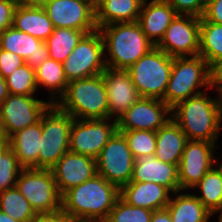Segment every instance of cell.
<instances>
[{
    "instance_id": "6da1fadb",
    "label": "cell",
    "mask_w": 222,
    "mask_h": 222,
    "mask_svg": "<svg viewBox=\"0 0 222 222\" xmlns=\"http://www.w3.org/2000/svg\"><path fill=\"white\" fill-rule=\"evenodd\" d=\"M120 198V188L96 174L62 195L61 211L77 221H105Z\"/></svg>"
},
{
    "instance_id": "7a4b0ae2",
    "label": "cell",
    "mask_w": 222,
    "mask_h": 222,
    "mask_svg": "<svg viewBox=\"0 0 222 222\" xmlns=\"http://www.w3.org/2000/svg\"><path fill=\"white\" fill-rule=\"evenodd\" d=\"M207 92L192 96L171 109V118L188 140L216 143L222 131L218 97Z\"/></svg>"
},
{
    "instance_id": "3957f363",
    "label": "cell",
    "mask_w": 222,
    "mask_h": 222,
    "mask_svg": "<svg viewBox=\"0 0 222 222\" xmlns=\"http://www.w3.org/2000/svg\"><path fill=\"white\" fill-rule=\"evenodd\" d=\"M104 41L106 67L127 70L155 45L138 22L113 23L98 29Z\"/></svg>"
},
{
    "instance_id": "277c9868",
    "label": "cell",
    "mask_w": 222,
    "mask_h": 222,
    "mask_svg": "<svg viewBox=\"0 0 222 222\" xmlns=\"http://www.w3.org/2000/svg\"><path fill=\"white\" fill-rule=\"evenodd\" d=\"M56 105L74 119H107L109 106L102 74L68 82Z\"/></svg>"
},
{
    "instance_id": "5b68a950",
    "label": "cell",
    "mask_w": 222,
    "mask_h": 222,
    "mask_svg": "<svg viewBox=\"0 0 222 222\" xmlns=\"http://www.w3.org/2000/svg\"><path fill=\"white\" fill-rule=\"evenodd\" d=\"M212 89V68L200 55L175 57L162 100L172 109L178 103Z\"/></svg>"
},
{
    "instance_id": "8992f818",
    "label": "cell",
    "mask_w": 222,
    "mask_h": 222,
    "mask_svg": "<svg viewBox=\"0 0 222 222\" xmlns=\"http://www.w3.org/2000/svg\"><path fill=\"white\" fill-rule=\"evenodd\" d=\"M173 58L157 46L127 69L141 97L163 99L172 70Z\"/></svg>"
},
{
    "instance_id": "52a82bcc",
    "label": "cell",
    "mask_w": 222,
    "mask_h": 222,
    "mask_svg": "<svg viewBox=\"0 0 222 222\" xmlns=\"http://www.w3.org/2000/svg\"><path fill=\"white\" fill-rule=\"evenodd\" d=\"M74 118L51 104L42 115V136L38 169H51L69 151L70 129Z\"/></svg>"
},
{
    "instance_id": "ba28073f",
    "label": "cell",
    "mask_w": 222,
    "mask_h": 222,
    "mask_svg": "<svg viewBox=\"0 0 222 222\" xmlns=\"http://www.w3.org/2000/svg\"><path fill=\"white\" fill-rule=\"evenodd\" d=\"M16 188L28 200L36 214L61 211L62 195L51 169H22Z\"/></svg>"
},
{
    "instance_id": "9c48e42d",
    "label": "cell",
    "mask_w": 222,
    "mask_h": 222,
    "mask_svg": "<svg viewBox=\"0 0 222 222\" xmlns=\"http://www.w3.org/2000/svg\"><path fill=\"white\" fill-rule=\"evenodd\" d=\"M62 65L68 82L102 74L106 64L101 32L86 34Z\"/></svg>"
},
{
    "instance_id": "30bf717a",
    "label": "cell",
    "mask_w": 222,
    "mask_h": 222,
    "mask_svg": "<svg viewBox=\"0 0 222 222\" xmlns=\"http://www.w3.org/2000/svg\"><path fill=\"white\" fill-rule=\"evenodd\" d=\"M50 101L34 95L9 94L0 104V129L8 139L14 133L38 123Z\"/></svg>"
},
{
    "instance_id": "8fae6325",
    "label": "cell",
    "mask_w": 222,
    "mask_h": 222,
    "mask_svg": "<svg viewBox=\"0 0 222 222\" xmlns=\"http://www.w3.org/2000/svg\"><path fill=\"white\" fill-rule=\"evenodd\" d=\"M134 161L125 136L116 131L96 158L97 174L121 188L131 180Z\"/></svg>"
},
{
    "instance_id": "7c38bea8",
    "label": "cell",
    "mask_w": 222,
    "mask_h": 222,
    "mask_svg": "<svg viewBox=\"0 0 222 222\" xmlns=\"http://www.w3.org/2000/svg\"><path fill=\"white\" fill-rule=\"evenodd\" d=\"M117 131V120L74 119L70 129L69 150L96 159Z\"/></svg>"
},
{
    "instance_id": "4fadbf2b",
    "label": "cell",
    "mask_w": 222,
    "mask_h": 222,
    "mask_svg": "<svg viewBox=\"0 0 222 222\" xmlns=\"http://www.w3.org/2000/svg\"><path fill=\"white\" fill-rule=\"evenodd\" d=\"M218 143L188 140L178 165L180 190H190L217 164Z\"/></svg>"
},
{
    "instance_id": "5bb4252c",
    "label": "cell",
    "mask_w": 222,
    "mask_h": 222,
    "mask_svg": "<svg viewBox=\"0 0 222 222\" xmlns=\"http://www.w3.org/2000/svg\"><path fill=\"white\" fill-rule=\"evenodd\" d=\"M199 36L200 17L177 15L157 47L172 58L197 56Z\"/></svg>"
},
{
    "instance_id": "9a60e30c",
    "label": "cell",
    "mask_w": 222,
    "mask_h": 222,
    "mask_svg": "<svg viewBox=\"0 0 222 222\" xmlns=\"http://www.w3.org/2000/svg\"><path fill=\"white\" fill-rule=\"evenodd\" d=\"M171 118V108L161 99L140 97L117 119V131H157Z\"/></svg>"
},
{
    "instance_id": "2e32d148",
    "label": "cell",
    "mask_w": 222,
    "mask_h": 222,
    "mask_svg": "<svg viewBox=\"0 0 222 222\" xmlns=\"http://www.w3.org/2000/svg\"><path fill=\"white\" fill-rule=\"evenodd\" d=\"M42 7L54 28L76 29L87 33L98 29L95 9L86 0H50Z\"/></svg>"
},
{
    "instance_id": "e0dca14e",
    "label": "cell",
    "mask_w": 222,
    "mask_h": 222,
    "mask_svg": "<svg viewBox=\"0 0 222 222\" xmlns=\"http://www.w3.org/2000/svg\"><path fill=\"white\" fill-rule=\"evenodd\" d=\"M59 192L82 184L97 174L96 159L70 150L51 168Z\"/></svg>"
},
{
    "instance_id": "ac0fdd59",
    "label": "cell",
    "mask_w": 222,
    "mask_h": 222,
    "mask_svg": "<svg viewBox=\"0 0 222 222\" xmlns=\"http://www.w3.org/2000/svg\"><path fill=\"white\" fill-rule=\"evenodd\" d=\"M102 75L107 90L109 118L117 120L141 96L127 70L106 67Z\"/></svg>"
},
{
    "instance_id": "d6986e66",
    "label": "cell",
    "mask_w": 222,
    "mask_h": 222,
    "mask_svg": "<svg viewBox=\"0 0 222 222\" xmlns=\"http://www.w3.org/2000/svg\"><path fill=\"white\" fill-rule=\"evenodd\" d=\"M0 48L21 56L34 70L49 58L45 42L13 26L0 33Z\"/></svg>"
},
{
    "instance_id": "ffe728a7",
    "label": "cell",
    "mask_w": 222,
    "mask_h": 222,
    "mask_svg": "<svg viewBox=\"0 0 222 222\" xmlns=\"http://www.w3.org/2000/svg\"><path fill=\"white\" fill-rule=\"evenodd\" d=\"M130 182H154L172 193L180 190L178 166L163 162L155 155L143 156L134 161Z\"/></svg>"
},
{
    "instance_id": "44dd1931",
    "label": "cell",
    "mask_w": 222,
    "mask_h": 222,
    "mask_svg": "<svg viewBox=\"0 0 222 222\" xmlns=\"http://www.w3.org/2000/svg\"><path fill=\"white\" fill-rule=\"evenodd\" d=\"M177 12L166 0H144L138 23L146 37L157 46L166 29L177 16Z\"/></svg>"
},
{
    "instance_id": "7402d4cb",
    "label": "cell",
    "mask_w": 222,
    "mask_h": 222,
    "mask_svg": "<svg viewBox=\"0 0 222 222\" xmlns=\"http://www.w3.org/2000/svg\"><path fill=\"white\" fill-rule=\"evenodd\" d=\"M172 194L154 182H129L120 188V198L127 204L152 211L166 208Z\"/></svg>"
},
{
    "instance_id": "603a6c76",
    "label": "cell",
    "mask_w": 222,
    "mask_h": 222,
    "mask_svg": "<svg viewBox=\"0 0 222 222\" xmlns=\"http://www.w3.org/2000/svg\"><path fill=\"white\" fill-rule=\"evenodd\" d=\"M42 136V117L34 125L24 128L8 138V146L23 169H38V152Z\"/></svg>"
},
{
    "instance_id": "cb8c5ba5",
    "label": "cell",
    "mask_w": 222,
    "mask_h": 222,
    "mask_svg": "<svg viewBox=\"0 0 222 222\" xmlns=\"http://www.w3.org/2000/svg\"><path fill=\"white\" fill-rule=\"evenodd\" d=\"M187 141L185 133L170 118L156 131L155 157L163 162L178 166Z\"/></svg>"
},
{
    "instance_id": "d4e9b609",
    "label": "cell",
    "mask_w": 222,
    "mask_h": 222,
    "mask_svg": "<svg viewBox=\"0 0 222 222\" xmlns=\"http://www.w3.org/2000/svg\"><path fill=\"white\" fill-rule=\"evenodd\" d=\"M12 26L45 42L53 33L54 26L42 6H16Z\"/></svg>"
},
{
    "instance_id": "484cf974",
    "label": "cell",
    "mask_w": 222,
    "mask_h": 222,
    "mask_svg": "<svg viewBox=\"0 0 222 222\" xmlns=\"http://www.w3.org/2000/svg\"><path fill=\"white\" fill-rule=\"evenodd\" d=\"M172 195L166 206L172 222H208L214 217L195 194L179 190Z\"/></svg>"
},
{
    "instance_id": "4316f807",
    "label": "cell",
    "mask_w": 222,
    "mask_h": 222,
    "mask_svg": "<svg viewBox=\"0 0 222 222\" xmlns=\"http://www.w3.org/2000/svg\"><path fill=\"white\" fill-rule=\"evenodd\" d=\"M144 0H103L95 10L96 26L137 22Z\"/></svg>"
},
{
    "instance_id": "83f0119b",
    "label": "cell",
    "mask_w": 222,
    "mask_h": 222,
    "mask_svg": "<svg viewBox=\"0 0 222 222\" xmlns=\"http://www.w3.org/2000/svg\"><path fill=\"white\" fill-rule=\"evenodd\" d=\"M35 75L37 88L43 87L49 90V101L51 104H56L64 95L68 86L62 63L48 58L35 69Z\"/></svg>"
},
{
    "instance_id": "f1b7e54d",
    "label": "cell",
    "mask_w": 222,
    "mask_h": 222,
    "mask_svg": "<svg viewBox=\"0 0 222 222\" xmlns=\"http://www.w3.org/2000/svg\"><path fill=\"white\" fill-rule=\"evenodd\" d=\"M199 190L195 196L215 216L222 212V169L217 164L209 170L191 190Z\"/></svg>"
},
{
    "instance_id": "f546056e",
    "label": "cell",
    "mask_w": 222,
    "mask_h": 222,
    "mask_svg": "<svg viewBox=\"0 0 222 222\" xmlns=\"http://www.w3.org/2000/svg\"><path fill=\"white\" fill-rule=\"evenodd\" d=\"M213 69L222 61V25L200 20L199 54Z\"/></svg>"
},
{
    "instance_id": "4dcf8cb0",
    "label": "cell",
    "mask_w": 222,
    "mask_h": 222,
    "mask_svg": "<svg viewBox=\"0 0 222 222\" xmlns=\"http://www.w3.org/2000/svg\"><path fill=\"white\" fill-rule=\"evenodd\" d=\"M86 34L76 29L54 28L45 41L49 58L63 63Z\"/></svg>"
},
{
    "instance_id": "1f68e13d",
    "label": "cell",
    "mask_w": 222,
    "mask_h": 222,
    "mask_svg": "<svg viewBox=\"0 0 222 222\" xmlns=\"http://www.w3.org/2000/svg\"><path fill=\"white\" fill-rule=\"evenodd\" d=\"M0 210L19 222H29L36 215L16 186L0 193Z\"/></svg>"
},
{
    "instance_id": "d6a6232c",
    "label": "cell",
    "mask_w": 222,
    "mask_h": 222,
    "mask_svg": "<svg viewBox=\"0 0 222 222\" xmlns=\"http://www.w3.org/2000/svg\"><path fill=\"white\" fill-rule=\"evenodd\" d=\"M9 94L34 95L38 90L35 70L26 63L5 78Z\"/></svg>"
},
{
    "instance_id": "836d02e7",
    "label": "cell",
    "mask_w": 222,
    "mask_h": 222,
    "mask_svg": "<svg viewBox=\"0 0 222 222\" xmlns=\"http://www.w3.org/2000/svg\"><path fill=\"white\" fill-rule=\"evenodd\" d=\"M121 132L128 143L134 159H139L147 155H155L156 151V131L130 130Z\"/></svg>"
},
{
    "instance_id": "e575fe53",
    "label": "cell",
    "mask_w": 222,
    "mask_h": 222,
    "mask_svg": "<svg viewBox=\"0 0 222 222\" xmlns=\"http://www.w3.org/2000/svg\"><path fill=\"white\" fill-rule=\"evenodd\" d=\"M153 211L127 204L119 198L105 222H151Z\"/></svg>"
},
{
    "instance_id": "d590c367",
    "label": "cell",
    "mask_w": 222,
    "mask_h": 222,
    "mask_svg": "<svg viewBox=\"0 0 222 222\" xmlns=\"http://www.w3.org/2000/svg\"><path fill=\"white\" fill-rule=\"evenodd\" d=\"M22 169L13 150L7 146L0 154V193L16 186Z\"/></svg>"
},
{
    "instance_id": "8d00e7d4",
    "label": "cell",
    "mask_w": 222,
    "mask_h": 222,
    "mask_svg": "<svg viewBox=\"0 0 222 222\" xmlns=\"http://www.w3.org/2000/svg\"><path fill=\"white\" fill-rule=\"evenodd\" d=\"M178 15L202 17L205 10V0H166Z\"/></svg>"
},
{
    "instance_id": "74e56055",
    "label": "cell",
    "mask_w": 222,
    "mask_h": 222,
    "mask_svg": "<svg viewBox=\"0 0 222 222\" xmlns=\"http://www.w3.org/2000/svg\"><path fill=\"white\" fill-rule=\"evenodd\" d=\"M23 64H25V60L21 56L0 49V75L4 79Z\"/></svg>"
},
{
    "instance_id": "f35d334b",
    "label": "cell",
    "mask_w": 222,
    "mask_h": 222,
    "mask_svg": "<svg viewBox=\"0 0 222 222\" xmlns=\"http://www.w3.org/2000/svg\"><path fill=\"white\" fill-rule=\"evenodd\" d=\"M18 0H0V33L11 27Z\"/></svg>"
},
{
    "instance_id": "ab89813d",
    "label": "cell",
    "mask_w": 222,
    "mask_h": 222,
    "mask_svg": "<svg viewBox=\"0 0 222 222\" xmlns=\"http://www.w3.org/2000/svg\"><path fill=\"white\" fill-rule=\"evenodd\" d=\"M200 20H207L222 25V0H209Z\"/></svg>"
},
{
    "instance_id": "60d3db41",
    "label": "cell",
    "mask_w": 222,
    "mask_h": 222,
    "mask_svg": "<svg viewBox=\"0 0 222 222\" xmlns=\"http://www.w3.org/2000/svg\"><path fill=\"white\" fill-rule=\"evenodd\" d=\"M70 219L62 212L36 214L29 222H69Z\"/></svg>"
},
{
    "instance_id": "b9f144b4",
    "label": "cell",
    "mask_w": 222,
    "mask_h": 222,
    "mask_svg": "<svg viewBox=\"0 0 222 222\" xmlns=\"http://www.w3.org/2000/svg\"><path fill=\"white\" fill-rule=\"evenodd\" d=\"M151 222H172L167 208L153 211Z\"/></svg>"
},
{
    "instance_id": "7bdbcfd3",
    "label": "cell",
    "mask_w": 222,
    "mask_h": 222,
    "mask_svg": "<svg viewBox=\"0 0 222 222\" xmlns=\"http://www.w3.org/2000/svg\"><path fill=\"white\" fill-rule=\"evenodd\" d=\"M213 88H222V61L213 69Z\"/></svg>"
},
{
    "instance_id": "ee69618b",
    "label": "cell",
    "mask_w": 222,
    "mask_h": 222,
    "mask_svg": "<svg viewBox=\"0 0 222 222\" xmlns=\"http://www.w3.org/2000/svg\"><path fill=\"white\" fill-rule=\"evenodd\" d=\"M9 92L5 79L0 75V104L8 97Z\"/></svg>"
},
{
    "instance_id": "f6af8a7d",
    "label": "cell",
    "mask_w": 222,
    "mask_h": 222,
    "mask_svg": "<svg viewBox=\"0 0 222 222\" xmlns=\"http://www.w3.org/2000/svg\"><path fill=\"white\" fill-rule=\"evenodd\" d=\"M47 1L50 0H18V3L25 6H43Z\"/></svg>"
},
{
    "instance_id": "bcb514c9",
    "label": "cell",
    "mask_w": 222,
    "mask_h": 222,
    "mask_svg": "<svg viewBox=\"0 0 222 222\" xmlns=\"http://www.w3.org/2000/svg\"><path fill=\"white\" fill-rule=\"evenodd\" d=\"M215 92H217L219 107H220V124H222V88H214Z\"/></svg>"
},
{
    "instance_id": "7dc6e473",
    "label": "cell",
    "mask_w": 222,
    "mask_h": 222,
    "mask_svg": "<svg viewBox=\"0 0 222 222\" xmlns=\"http://www.w3.org/2000/svg\"><path fill=\"white\" fill-rule=\"evenodd\" d=\"M0 222H19L0 210Z\"/></svg>"
},
{
    "instance_id": "c3c4849f",
    "label": "cell",
    "mask_w": 222,
    "mask_h": 222,
    "mask_svg": "<svg viewBox=\"0 0 222 222\" xmlns=\"http://www.w3.org/2000/svg\"><path fill=\"white\" fill-rule=\"evenodd\" d=\"M8 146V139L1 134L0 135V154Z\"/></svg>"
},
{
    "instance_id": "681fc988",
    "label": "cell",
    "mask_w": 222,
    "mask_h": 222,
    "mask_svg": "<svg viewBox=\"0 0 222 222\" xmlns=\"http://www.w3.org/2000/svg\"><path fill=\"white\" fill-rule=\"evenodd\" d=\"M95 10L103 2V0H86Z\"/></svg>"
},
{
    "instance_id": "f907efd6",
    "label": "cell",
    "mask_w": 222,
    "mask_h": 222,
    "mask_svg": "<svg viewBox=\"0 0 222 222\" xmlns=\"http://www.w3.org/2000/svg\"><path fill=\"white\" fill-rule=\"evenodd\" d=\"M218 214H219V216H218L219 221L218 222H222V212H219Z\"/></svg>"
},
{
    "instance_id": "816d5d0a",
    "label": "cell",
    "mask_w": 222,
    "mask_h": 222,
    "mask_svg": "<svg viewBox=\"0 0 222 222\" xmlns=\"http://www.w3.org/2000/svg\"><path fill=\"white\" fill-rule=\"evenodd\" d=\"M217 161H219V162H217V165H219L220 168L222 169V160L220 161L219 158H217Z\"/></svg>"
},
{
    "instance_id": "f5cc1de1",
    "label": "cell",
    "mask_w": 222,
    "mask_h": 222,
    "mask_svg": "<svg viewBox=\"0 0 222 222\" xmlns=\"http://www.w3.org/2000/svg\"><path fill=\"white\" fill-rule=\"evenodd\" d=\"M69 222H91V221H77V220H70Z\"/></svg>"
}]
</instances>
